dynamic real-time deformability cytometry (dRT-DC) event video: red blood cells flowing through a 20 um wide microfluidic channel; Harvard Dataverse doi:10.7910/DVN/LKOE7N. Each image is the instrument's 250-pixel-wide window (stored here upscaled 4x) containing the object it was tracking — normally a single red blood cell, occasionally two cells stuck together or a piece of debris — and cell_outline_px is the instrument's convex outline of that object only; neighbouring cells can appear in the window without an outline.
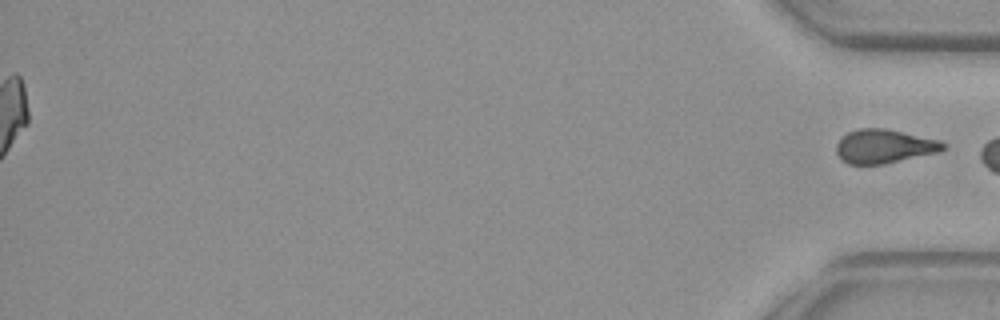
{"species": "common noctule bat (a hibernating species)", "species_latin": "Nyctalus noctula", "temperature_condition": "warm", "stored_images_in_passage": 37, "segment_of_instrument_passage": [2, 2], "camera_frame_rate_fps": 3000, "um_per_image_px": 0.085, "animal": {"sex": "female", "body_mass_g": 29.2, "forearm_length_mm": 56.3}, "frame": {"image": 1, "passage_image": 37, "time_ms": 12.0, "image_size_px": [1000, 320], "cell_outline_px": [[948, 148], [936, 152], [884, 164], [848, 164], [840, 160], [836, 152], [836, 144], [848, 132], [860, 128], [884, 128], [940, 140], [948, 144]], "centroid_in_image_um": [75.15, 12.44], "position_along_channel_um": 360.0, "area_um2": 21.04}}